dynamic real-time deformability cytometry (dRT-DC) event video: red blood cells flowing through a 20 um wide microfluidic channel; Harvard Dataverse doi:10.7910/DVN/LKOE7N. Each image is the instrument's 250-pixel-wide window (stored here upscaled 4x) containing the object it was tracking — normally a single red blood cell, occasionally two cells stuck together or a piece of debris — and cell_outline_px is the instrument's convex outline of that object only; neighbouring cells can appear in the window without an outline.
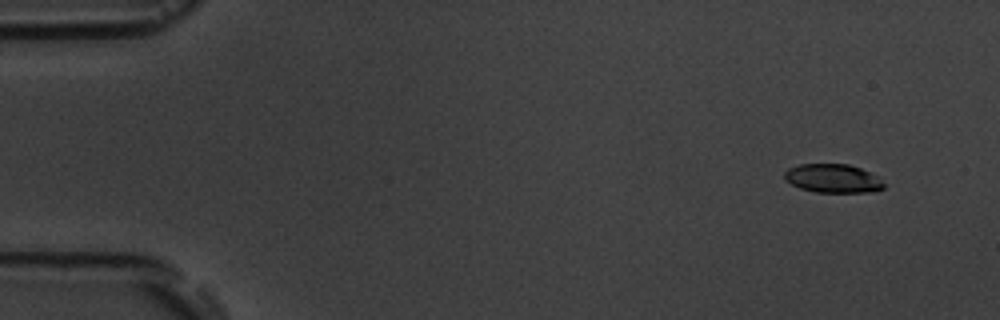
{"species": "common noctule bat (a hibernating species)", "species_latin": "Nyctalus noctula", "temperature_condition": "room temperature", "stored_images_in_passage": 6, "camera_frame_rate_fps": 3000, "um_per_image_px": 0.085, "animal": {"sex": "male", "body_mass_g": 19.5, "forearm_length_mm": 54.6}, "frame": {"image": 1, "passage_image": 1, "time_ms": 0.0, "image_size_px": [1000, 320], "cell_outline_px": [[884, 188], [868, 192], [816, 192], [800, 188], [784, 180], [784, 172], [788, 168], [800, 164], [848, 164], [860, 168], [868, 172], [880, 180], [884, 184]], "centroid_in_image_um": [70.74, 15.16], "position_along_channel_um": 14.3, "area_um2": 16.42}}
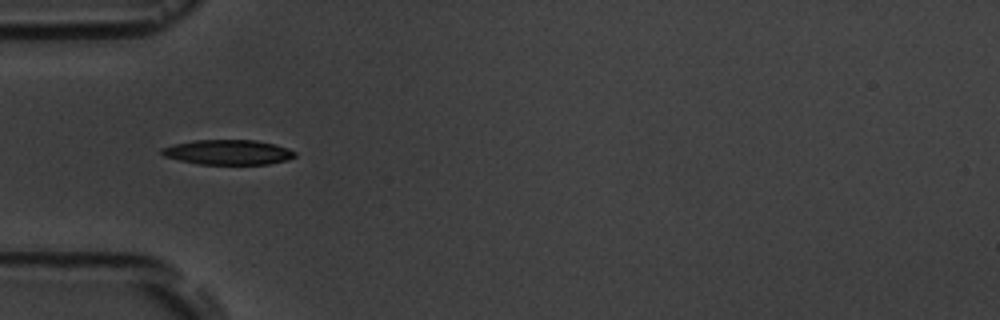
{"frame": {"image": 2, "passage_image": 5, "time_ms": 4.667, "image_size_px": [1000, 320], "cell_outline_px": [[296, 156], [288, 160], [268, 164], [196, 164], [164, 156], [160, 152], [160, 148], [172, 144], [192, 140], [256, 140], [276, 144], [288, 148], [296, 152]], "centroid_in_image_um": [19.38, 12.93], "position_along_channel_um": 65.6, "area_um2": 19.54}}
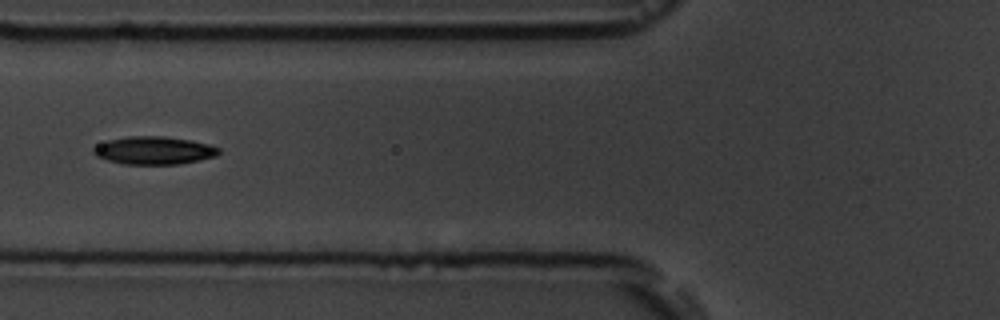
{"frame": {"image": 3, "passage_image": 6, "time_ms": 6.0, "image_size_px": [1000, 320], "cell_outline_px": [[220, 152], [216, 156], [200, 160], [180, 164], [124, 164], [108, 160], [96, 156], [92, 152], [92, 148], [108, 140], [128, 136], [164, 136], [192, 140], [208, 144], [220, 148]], "centroid_in_image_um": [13.11, 12.78], "position_along_channel_um": 112.7, "area_um2": 20.4}}